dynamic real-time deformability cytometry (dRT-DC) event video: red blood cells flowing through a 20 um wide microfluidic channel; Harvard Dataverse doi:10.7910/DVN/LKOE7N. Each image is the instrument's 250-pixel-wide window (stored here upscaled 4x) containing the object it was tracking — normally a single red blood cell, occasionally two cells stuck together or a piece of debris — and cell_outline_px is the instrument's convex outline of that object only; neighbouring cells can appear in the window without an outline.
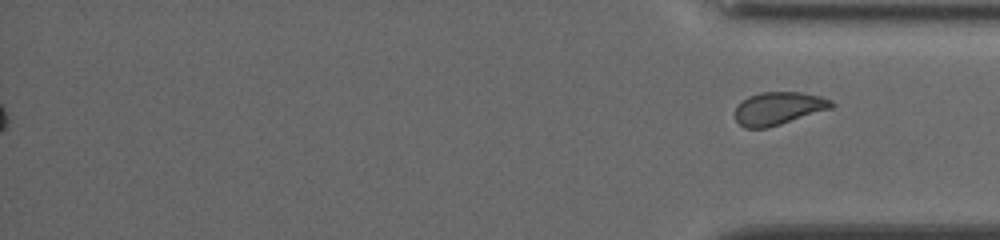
{"species": "common noctule bat (a hibernating species)", "species_latin": "Nyctalus noctula", "temperature_condition": "cold", "stored_images_in_passage": 47, "segment_of_instrument_passage": [2, 2], "camera_frame_rate_fps": 3000, "um_per_image_px": 0.085, "animal": {"sex": "female", "body_mass_g": 19.5, "forearm_length_mm": 54.1}, "frame": {"image": 1, "passage_image": 47, "time_ms": 15.333, "image_size_px": [1000, 240], "cell_outline_px": [[836, 104], [832, 108], [768, 128], [744, 128], [736, 120], [736, 108], [748, 96], [760, 92], [800, 92], [820, 96], [832, 100]], "centroid_in_image_um": [66.2, 9.21], "position_along_channel_um": 369.0, "area_um2": 18.38}}